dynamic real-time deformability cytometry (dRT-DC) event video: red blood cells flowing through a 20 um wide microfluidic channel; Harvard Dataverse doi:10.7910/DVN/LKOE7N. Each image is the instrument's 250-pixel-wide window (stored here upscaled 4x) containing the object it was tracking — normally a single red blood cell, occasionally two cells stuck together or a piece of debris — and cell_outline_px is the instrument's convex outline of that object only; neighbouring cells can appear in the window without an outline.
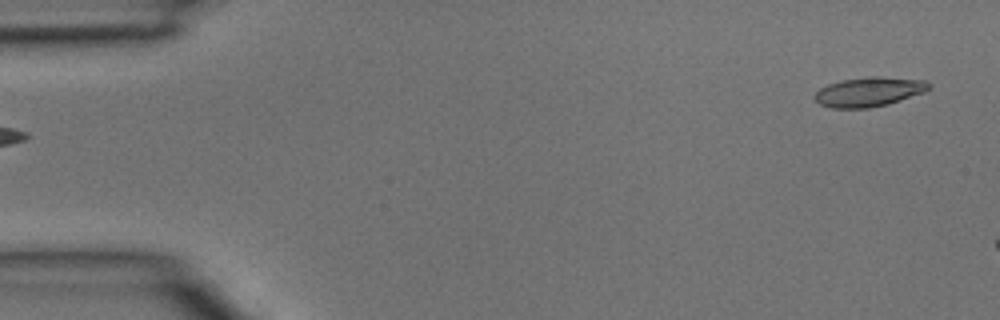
{"species": "common noctule bat (a hibernating species)", "species_latin": "Nyctalus noctula", "temperature_condition": "room temperature", "stored_images_in_passage": 3, "segment_of_instrument_passage": [2, 2], "camera_frame_rate_fps": 3000, "um_per_image_px": 0.085, "animal": {"sex": "male", "body_mass_g": 15.6}, "frame": {"image": 1, "passage_image": 3, "time_ms": 0.667, "image_size_px": [1000, 320], "cell_outline_px": [[932, 88], [924, 92], [888, 104], [868, 108], [832, 108], [820, 104], [812, 96], [820, 88], [828, 84], [840, 80], [868, 76], [876, 76], [928, 80], [932, 84]], "centroid_in_image_um": [73.89, 7.79], "position_along_channel_um": 11.1, "area_um2": 19.83}}